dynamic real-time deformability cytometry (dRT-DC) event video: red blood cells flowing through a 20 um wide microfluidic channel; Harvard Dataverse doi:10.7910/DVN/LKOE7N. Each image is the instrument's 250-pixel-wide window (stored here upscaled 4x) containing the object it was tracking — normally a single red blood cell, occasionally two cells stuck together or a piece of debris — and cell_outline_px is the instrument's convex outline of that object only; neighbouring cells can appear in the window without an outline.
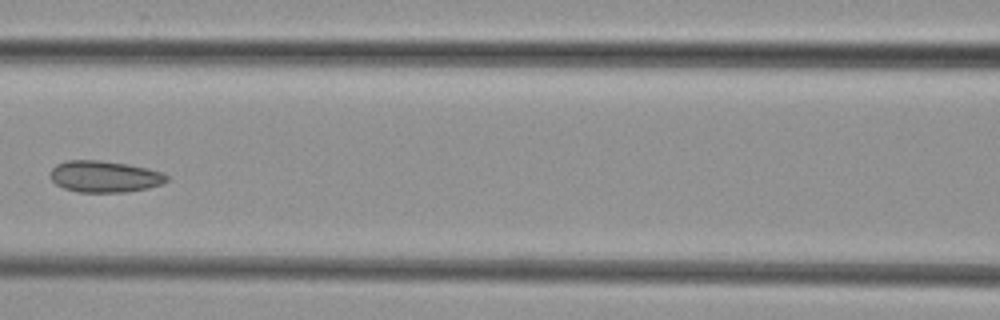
{"species": "common noctule bat (a hibernating species)", "species_latin": "Nyctalus noctula", "temperature_condition": "cold", "stored_images_in_passage": 5, "camera_frame_rate_fps": 3000, "um_per_image_px": 0.085, "animal": {"sex": "female", "body_mass_g": 29.2, "forearm_length_mm": 56.3}, "frame": {"image": 1, "passage_image": 5, "time_ms": 5.333, "image_size_px": [1000, 320], "cell_outline_px": [[168, 180], [160, 184], [148, 188], [128, 192], [76, 192], [64, 188], [56, 184], [48, 176], [48, 172], [56, 164], [68, 160], [100, 160], [128, 164], [148, 168], [160, 172], [168, 176]], "centroid_in_image_um": [8.84, 15.0], "position_along_channel_um": 157.8, "area_um2": 21.56}}